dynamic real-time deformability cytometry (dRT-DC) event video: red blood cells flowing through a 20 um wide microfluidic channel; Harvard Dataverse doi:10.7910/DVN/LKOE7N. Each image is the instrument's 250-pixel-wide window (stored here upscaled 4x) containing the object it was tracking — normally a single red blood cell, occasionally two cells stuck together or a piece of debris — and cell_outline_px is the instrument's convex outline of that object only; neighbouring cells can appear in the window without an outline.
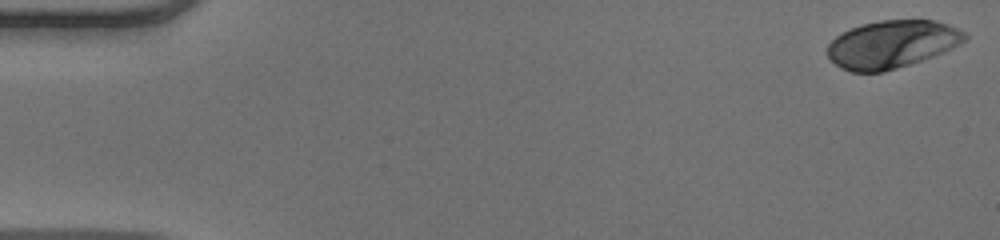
{"species": "human", "species_latin": "Homo sapiens", "temperature_condition": "warm", "stored_images_in_passage": 53, "camera_frame_rate_fps": 3000, "um_per_image_px": 0.085, "donor": {"sex": "male"}, "frame": {"image": 1, "passage_image": 1, "time_ms": 0.0, "image_size_px": [1000, 240], "cell_outline_px": [[968, 36], [964, 40], [952, 48], [932, 56], [884, 72], [852, 72], [840, 68], [828, 56], [828, 44], [836, 36], [860, 24], [880, 20], [932, 20], [948, 24], [964, 32]], "centroid_in_image_um": [75.78, 3.76], "position_along_channel_um": 9.2, "area_um2": 37.74}}
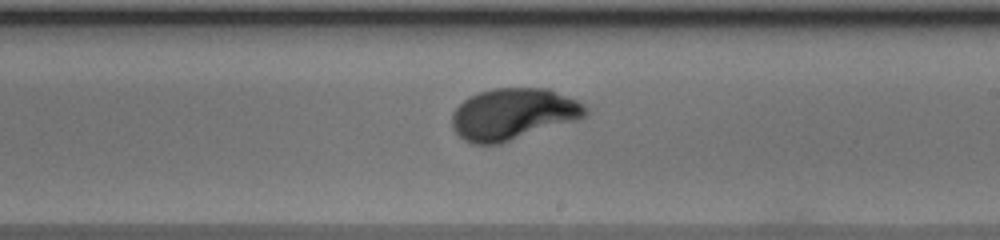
{"frame": {"image": 2, "passage_image": 31, "time_ms": 10.0, "image_size_px": [1000, 240], "cell_outline_px": [[588, 116], [580, 120], [500, 144], [472, 144], [464, 140], [452, 128], [452, 112], [468, 96], [492, 88], [548, 88], [576, 100], [584, 104], [588, 108]], "centroid_in_image_um": [43.65, 9.7], "position_along_channel_um": 245.4, "area_um2": 40.52}}
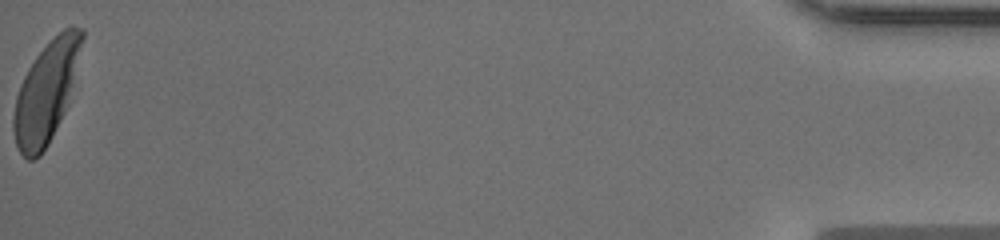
{"frame": {"image": 3, "passage_image": 53, "time_ms": 17.333, "image_size_px": [1000, 240], "cell_outline_px": [[84, 36], [68, 104], [48, 144], [40, 156], [32, 160], [28, 160], [20, 152], [16, 144], [12, 128], [12, 116], [16, 96], [20, 84], [28, 68], [36, 56], [64, 28], [72, 24], [84, 28]], "centroid_in_image_um": [3.92, 7.83], "position_along_channel_um": 431.3, "area_um2": 39.77}, "authors_computed_cell_mechanics": {"area_um2": 39.1884, "velocity_mm_per_s": 3.875, "shape_relaxation_time_tau1_ms": 2.6609, "shape_relaxation_time_tau2_ms": null, "deformation_change_tau1": 0.1801, "deformation_change_tau2": null}}